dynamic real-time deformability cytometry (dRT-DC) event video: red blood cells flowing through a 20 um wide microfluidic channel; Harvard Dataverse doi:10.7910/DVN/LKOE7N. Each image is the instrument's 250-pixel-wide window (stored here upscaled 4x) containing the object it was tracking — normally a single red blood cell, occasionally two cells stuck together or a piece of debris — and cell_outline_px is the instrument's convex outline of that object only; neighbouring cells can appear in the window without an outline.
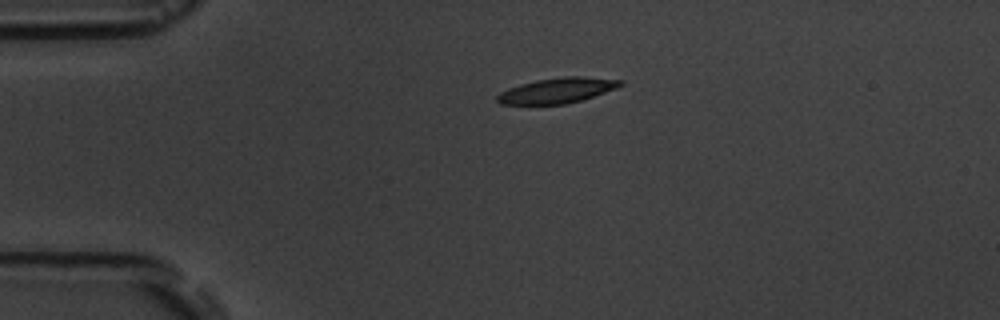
{"species": "common noctule bat (a hibernating species)", "species_latin": "Nyctalus noctula", "temperature_condition": "room temperature", "stored_images_in_passage": 2, "camera_frame_rate_fps": 3000, "um_per_image_px": 0.085, "animal": {"sex": "male", "body_mass_g": 19.5, "forearm_length_mm": 54.6}, "frame": {"image": 1, "passage_image": 1, "time_ms": 0.0, "image_size_px": [1000, 320], "cell_outline_px": [[624, 84], [616, 88], [580, 100], [564, 104], [500, 104], [496, 100], [496, 96], [500, 92], [508, 88], [520, 84], [536, 80], [564, 76], [584, 76], [624, 80]], "centroid_in_image_um": [47.35, 7.67], "position_along_channel_um": 37.6, "area_um2": 18.09}}